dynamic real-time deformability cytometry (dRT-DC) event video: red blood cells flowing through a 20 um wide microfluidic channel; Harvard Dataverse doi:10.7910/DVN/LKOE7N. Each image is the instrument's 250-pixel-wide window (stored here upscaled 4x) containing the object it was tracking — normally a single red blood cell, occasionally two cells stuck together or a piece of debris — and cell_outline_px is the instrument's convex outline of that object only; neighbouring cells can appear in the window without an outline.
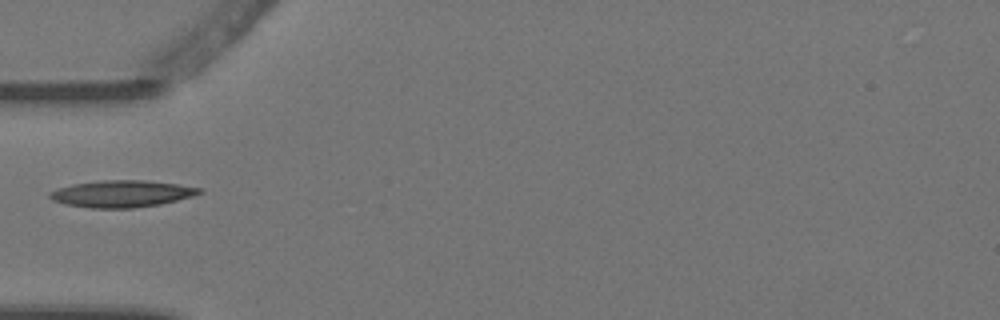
{"species": "Egyptian fruit bat (a non-hibernating species)", "species_latin": "Rousettus aegyptiacus", "temperature_condition": "warm", "stored_images_in_passage": 2, "camera_frame_rate_fps": 3000, "um_per_image_px": 0.085, "animal": {"sex": "female"}, "frame": {"image": 1, "passage_image": 1, "time_ms": 0.0, "image_size_px": [1000, 320], "cell_outline_px": [[204, 192], [192, 196], [160, 204], [132, 208], [92, 208], [64, 204], [52, 200], [48, 196], [48, 192], [72, 184], [100, 180], [144, 180], [176, 184], [204, 188]], "centroid_in_image_um": [10.34, 16.46], "position_along_channel_um": 74.7, "area_um2": 23.41}}
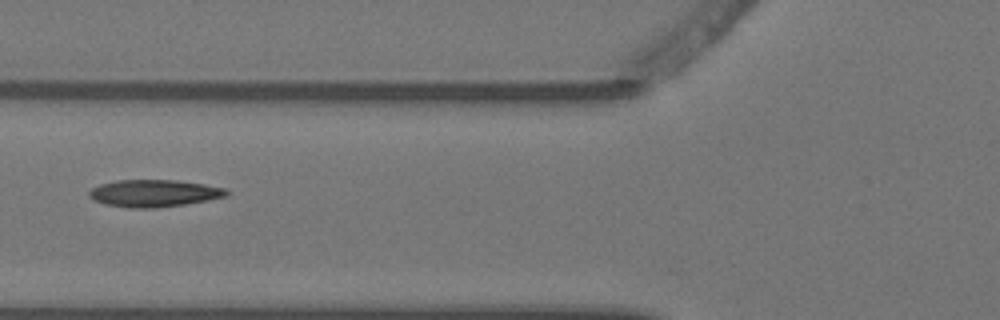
{"frame": {"image": 2, "passage_image": 2, "time_ms": 0.333, "image_size_px": [1000, 320], "cell_outline_px": [[228, 196], [208, 200], [184, 204], [156, 208], [128, 208], [104, 204], [92, 200], [88, 196], [88, 192], [92, 188], [100, 184], [116, 180], [176, 180], [204, 184], [224, 188], [228, 192]], "centroid_in_image_um": [13.05, 16.43], "position_along_channel_um": 112.8, "area_um2": 21.85}}